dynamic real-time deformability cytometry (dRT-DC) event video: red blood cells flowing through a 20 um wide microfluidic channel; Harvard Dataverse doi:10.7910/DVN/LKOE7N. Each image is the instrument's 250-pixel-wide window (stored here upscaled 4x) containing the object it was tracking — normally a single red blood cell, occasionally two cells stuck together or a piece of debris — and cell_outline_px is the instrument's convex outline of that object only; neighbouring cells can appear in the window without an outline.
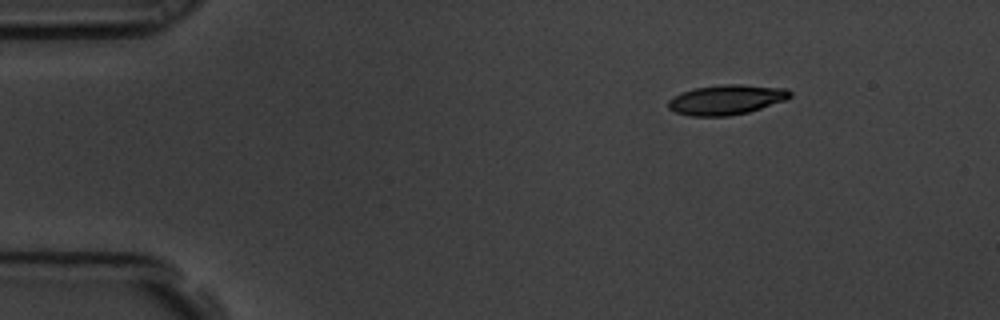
{"species": "common noctule bat (a hibernating species)", "species_latin": "Nyctalus noctula", "temperature_condition": "room temperature", "stored_images_in_passage": 4, "camera_frame_rate_fps": 3000, "um_per_image_px": 0.085, "animal": {"sex": "male", "body_mass_g": 19.5, "forearm_length_mm": 54.6}, "frame": {"image": 1, "passage_image": 1, "time_ms": 0.0, "image_size_px": [1000, 320], "cell_outline_px": [[792, 96], [784, 100], [748, 112], [728, 116], [692, 116], [676, 112], [668, 108], [668, 100], [672, 96], [680, 92], [696, 88], [724, 84], [740, 84], [788, 88], [792, 92]], "centroid_in_image_um": [61.73, 8.46], "position_along_channel_um": 23.3, "area_um2": 21.21}}
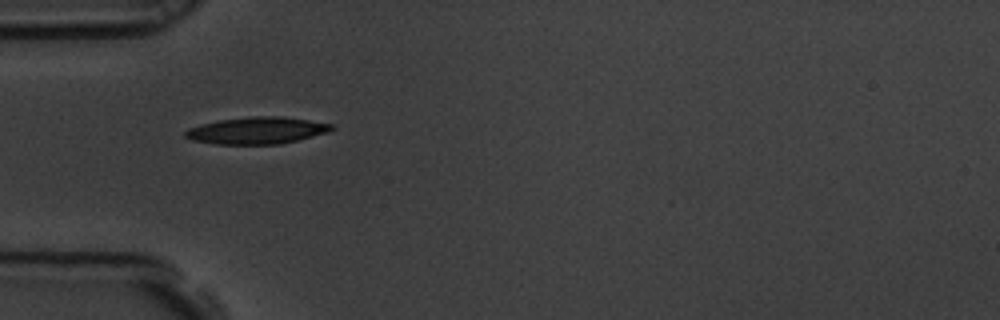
{"frame": {"image": 2, "passage_image": 3, "time_ms": 0.667, "image_size_px": [1000, 320], "cell_outline_px": [[336, 128], [328, 132], [280, 144], [216, 144], [192, 140], [184, 136], [184, 132], [188, 128], [200, 124], [220, 120], [252, 116], [284, 116], [332, 124]], "centroid_in_image_um": [21.82, 11.09], "position_along_channel_um": 63.2, "area_um2": 22.89}}
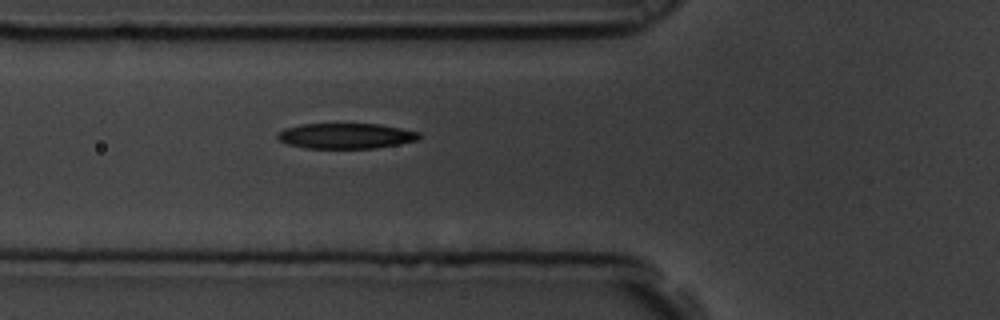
{"frame": {"image": 3, "passage_image": 4, "time_ms": 1.0, "image_size_px": [1000, 320], "cell_outline_px": [[420, 136], [416, 140], [376, 148], [304, 148], [288, 144], [280, 140], [276, 136], [284, 128], [300, 124], [380, 124], [420, 132]], "centroid_in_image_um": [29.37, 11.55], "position_along_channel_um": 96.4, "area_um2": 20.81}}